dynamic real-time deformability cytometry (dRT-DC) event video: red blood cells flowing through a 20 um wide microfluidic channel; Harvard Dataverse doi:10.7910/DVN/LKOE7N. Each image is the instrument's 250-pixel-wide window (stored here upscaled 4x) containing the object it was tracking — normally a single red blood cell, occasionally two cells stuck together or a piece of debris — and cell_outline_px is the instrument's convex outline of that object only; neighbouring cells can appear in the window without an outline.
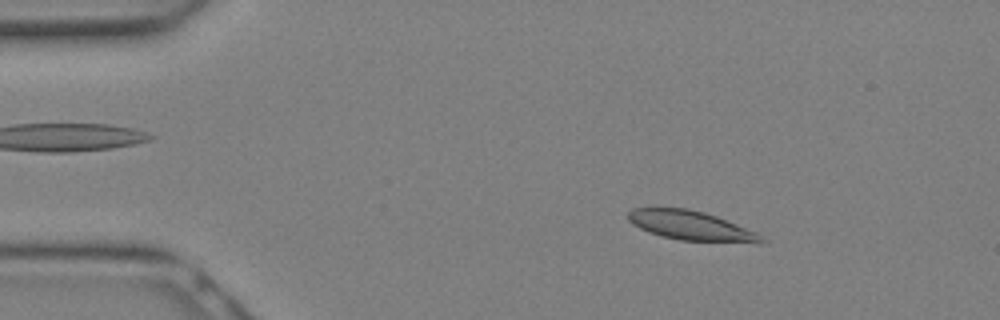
{"species": "Egyptian fruit bat (a non-hibernating species)", "species_latin": "Rousettus aegyptiacus", "temperature_condition": "warm", "stored_images_in_passage": 7, "camera_frame_rate_fps": 3000, "um_per_image_px": 0.085, "animal": {"sex": "female"}, "frame": {"image": 1, "passage_image": 3, "time_ms": 0.667, "image_size_px": [1000, 320], "cell_outline_px": [[768, 240], [760, 244], [680, 240], [660, 236], [648, 232], [632, 224], [628, 220], [628, 212], [632, 208], [652, 204], [656, 204], [688, 208], [704, 212], [716, 216], [756, 232]], "centroid_in_image_um": [58.67, 19.14], "position_along_channel_um": 26.3, "area_um2": 23.93}}
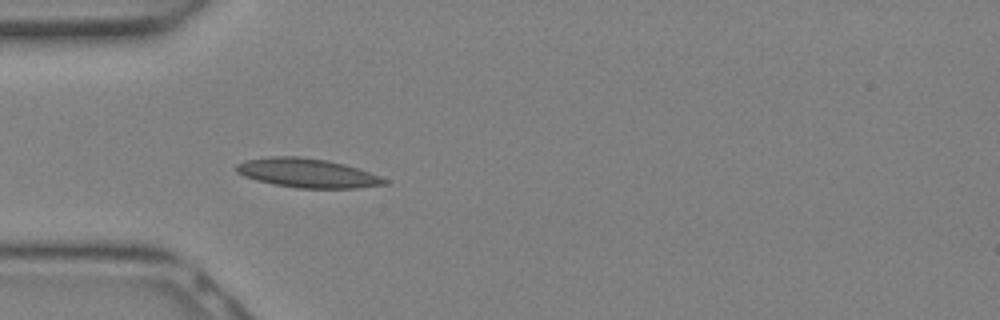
{"frame": {"image": 2, "passage_image": 7, "time_ms": 2.0, "image_size_px": [1000, 320], "cell_outline_px": [[388, 184], [356, 188], [300, 188], [276, 184], [256, 180], [244, 176], [236, 172], [236, 164], [244, 160], [272, 156], [296, 156], [328, 160], [344, 164], [380, 176], [388, 180]], "centroid_in_image_um": [26.11, 14.7], "position_along_channel_um": 58.9, "area_um2": 24.97}}